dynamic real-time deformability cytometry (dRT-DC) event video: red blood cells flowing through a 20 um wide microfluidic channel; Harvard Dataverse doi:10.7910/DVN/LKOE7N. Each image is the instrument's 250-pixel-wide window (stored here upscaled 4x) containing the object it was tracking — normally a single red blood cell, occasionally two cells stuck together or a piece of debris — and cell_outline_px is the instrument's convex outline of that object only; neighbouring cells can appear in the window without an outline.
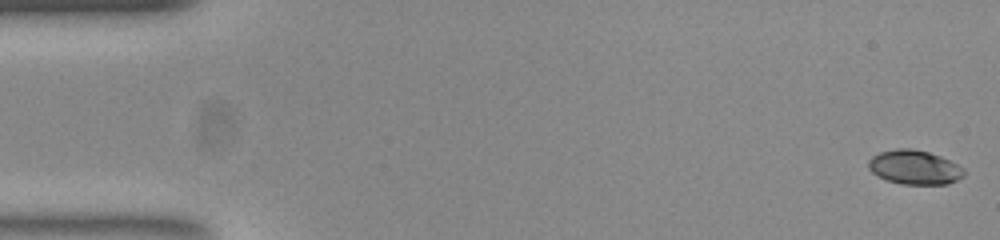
{"species": "common noctule bat (a hibernating species)", "species_latin": "Nyctalus noctula", "temperature_condition": "room temperature", "stored_images_in_passage": 54, "camera_frame_rate_fps": 3000, "um_per_image_px": 0.085, "animal": {"sex": "female", "body_mass_g": 23.0, "forearm_length_mm": 53.4}, "frame": {"image": 1, "passage_image": 1, "time_ms": 0.0, "image_size_px": [1000, 240], "cell_outline_px": [[964, 176], [948, 184], [900, 184], [876, 176], [868, 168], [868, 160], [872, 156], [880, 152], [896, 148], [912, 148], [928, 152], [940, 156], [964, 168]], "centroid_in_image_um": [77.7, 14.22], "position_along_channel_um": 7.3, "area_um2": 19.07}}
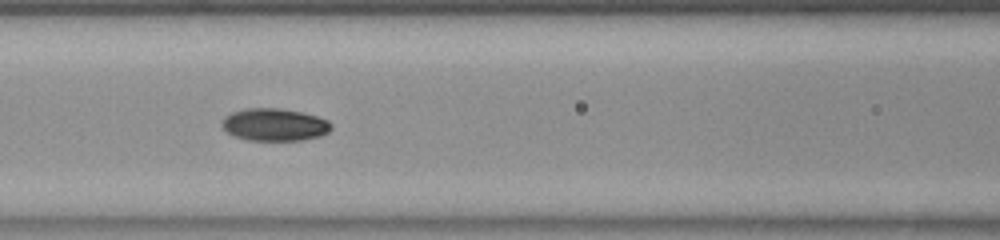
{"frame": {"image": 2, "passage_image": 23, "time_ms": 7.333, "image_size_px": [1000, 240], "cell_outline_px": [[332, 128], [328, 132], [320, 136], [300, 140], [248, 140], [236, 136], [228, 132], [220, 124], [224, 116], [232, 112], [244, 108], [280, 108], [300, 112], [316, 116], [328, 120], [332, 124]], "centroid_in_image_um": [23.33, 10.59], "position_along_channel_um": 143.3, "area_um2": 20.63}}
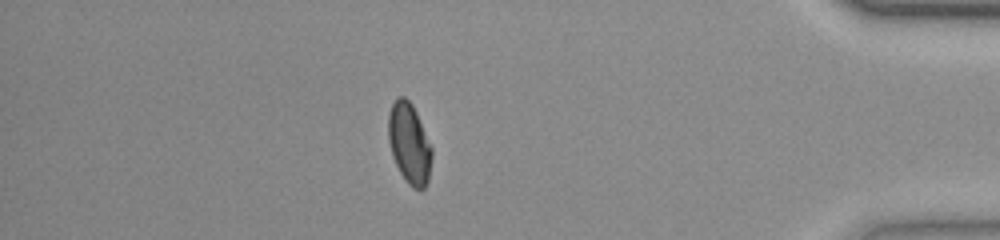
{"frame": {"image": 3, "passage_image": 47, "time_ms": 15.333, "image_size_px": [1000, 240], "cell_outline_px": [[432, 156], [428, 180], [424, 188], [412, 188], [408, 184], [400, 172], [392, 156], [388, 140], [388, 116], [392, 104], [396, 96], [404, 96], [412, 104], [416, 112], [432, 148]], "centroid_in_image_um": [34.77, 12.17], "position_along_channel_um": 400.4, "area_um2": 20.35}, "authors_computed_cell_mechanics": {"area_um2": 19.9988, "velocity_mm_per_s": 3.7635, "shape_relaxation_time_tau1_ms": 10.7139, "shape_relaxation_time_tau2_ms": 2.2125, "deformation_change_tau1": 0.2133, "deformation_change_tau2": 0.0485}}